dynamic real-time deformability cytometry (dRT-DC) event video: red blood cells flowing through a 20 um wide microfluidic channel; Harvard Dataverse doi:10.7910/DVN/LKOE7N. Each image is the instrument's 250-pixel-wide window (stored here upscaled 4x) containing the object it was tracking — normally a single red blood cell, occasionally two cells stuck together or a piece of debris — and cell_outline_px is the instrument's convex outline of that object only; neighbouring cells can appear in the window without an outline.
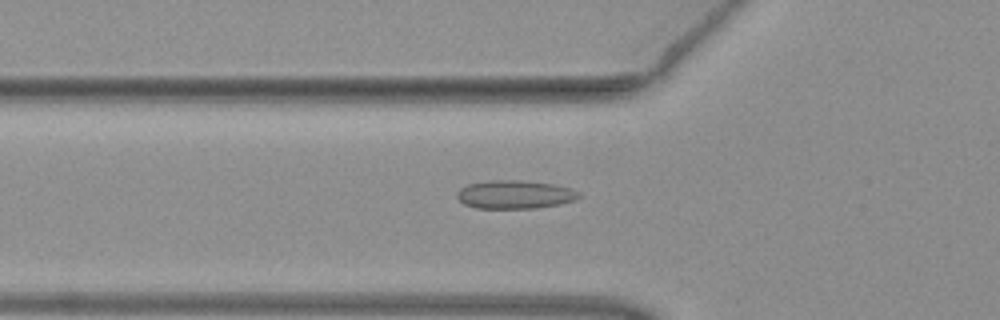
{"species": "common noctule bat (a hibernating species)", "species_latin": "Nyctalus noctula", "temperature_condition": "warm", "stored_images_in_passage": 36, "camera_frame_rate_fps": 3000, "um_per_image_px": 0.085, "animal": {"sex": "female", "body_mass_g": 19.3, "forearm_length_mm": 54.1}, "frame": {"image": 1, "passage_image": 2, "time_ms": 0.333, "image_size_px": [1000, 320], "cell_outline_px": [[580, 196], [572, 200], [560, 204], [536, 208], [476, 208], [464, 204], [456, 196], [456, 192], [460, 188], [468, 184], [488, 180], [520, 180], [552, 184], [568, 188], [580, 192]], "centroid_in_image_um": [43.71, 16.53], "position_along_channel_um": 82.1, "area_um2": 20.06}}
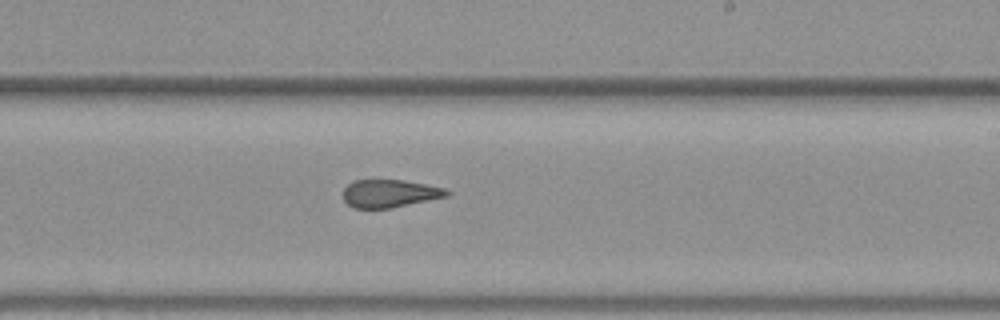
{"frame": {"image": 2, "passage_image": 15, "time_ms": 4.667, "image_size_px": [1000, 320], "cell_outline_px": [[452, 192], [448, 196], [392, 208], [352, 208], [344, 200], [344, 188], [352, 180], [404, 180], [428, 184], [444, 188]], "centroid_in_image_um": [33.14, 16.44], "position_along_channel_um": 255.9, "area_um2": 16.94}}
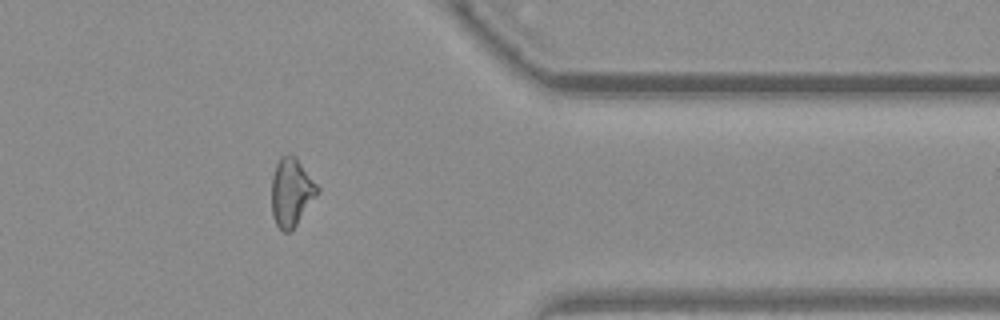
{"frame": {"image": 3, "passage_image": 26, "time_ms": 8.333, "image_size_px": [1000, 320], "cell_outline_px": [[320, 192], [296, 224], [288, 232], [280, 232], [272, 216], [272, 176], [276, 164], [280, 156], [288, 152], [296, 156], [320, 188]], "centroid_in_image_um": [24.77, 16.3], "position_along_channel_um": 386.6, "area_um2": 18.44}, "authors_computed_cell_mechanics": {"area_um2": 18.1492, "velocity_mm_per_s": 3.9875, "shape_relaxation_time_tau1_ms": null, "shape_relaxation_time_tau2_ms": 1.2913, "deformation_change_tau1": null, "deformation_change_tau2": 0.0836}}